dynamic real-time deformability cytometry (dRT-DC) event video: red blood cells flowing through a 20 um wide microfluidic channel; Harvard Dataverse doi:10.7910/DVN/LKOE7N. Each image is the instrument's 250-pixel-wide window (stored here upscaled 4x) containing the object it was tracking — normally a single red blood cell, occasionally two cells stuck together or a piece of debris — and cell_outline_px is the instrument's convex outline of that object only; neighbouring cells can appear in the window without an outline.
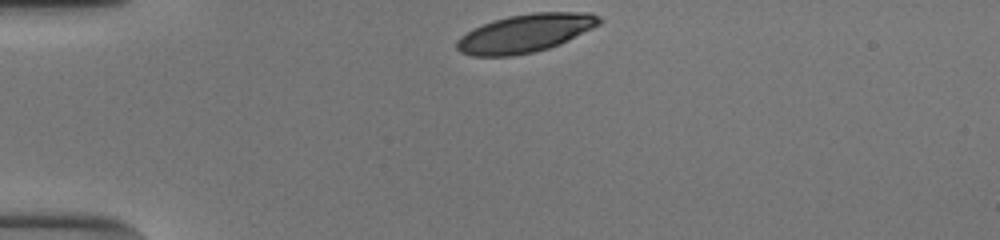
{"species": "human", "species_latin": "Homo sapiens", "temperature_condition": "cold", "stored_images_in_passage": 32, "camera_frame_rate_fps": 3000, "um_per_image_px": 0.085, "donor": {"sex": "male"}, "frame": {"image": 1, "passage_image": 1, "time_ms": 0.0, "image_size_px": [1000, 240], "cell_outline_px": [[604, 20], [600, 24], [560, 44], [548, 48], [532, 52], [512, 56], [472, 56], [460, 52], [456, 48], [456, 40], [460, 36], [472, 28], [508, 16], [532, 12], [588, 12], [600, 16]], "centroid_in_image_um": [44.64, 2.82], "position_along_channel_um": 40.4, "area_um2": 31.73}}
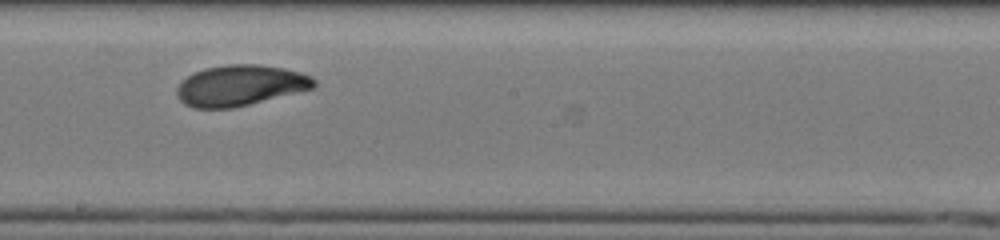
{"frame": {"image": 2, "passage_image": 19, "time_ms": 6.0, "image_size_px": [1000, 240], "cell_outline_px": [[316, 88], [232, 108], [192, 108], [184, 104], [176, 96], [176, 88], [192, 72], [204, 68], [228, 64], [260, 64], [284, 68], [300, 72], [312, 76], [316, 80]], "centroid_in_image_um": [20.43, 7.26], "position_along_channel_um": 227.8, "area_um2": 32.83}}
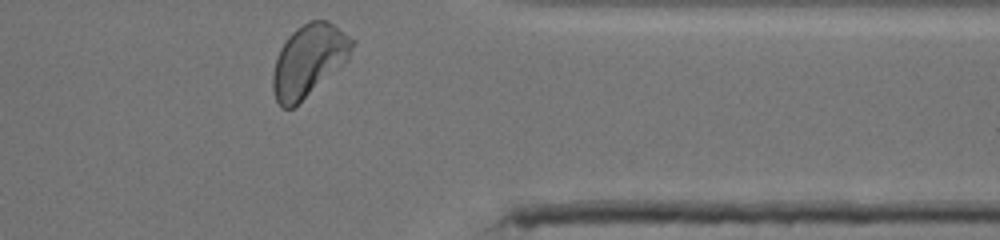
{"frame": {"image": 3, "passage_image": 32, "time_ms": 10.333, "image_size_px": [1000, 240], "cell_outline_px": [[356, 44], [348, 60], [344, 64], [292, 108], [280, 108], [276, 100], [272, 88], [272, 72], [276, 56], [280, 48], [288, 36], [296, 28], [308, 20], [328, 20], [356, 40]], "centroid_in_image_um": [26.25, 5.11], "position_along_channel_um": 385.1, "area_um2": 33.52}, "authors_computed_cell_mechanics": {"area_um2": 32.5992, "velocity_mm_per_s": 3.8197, "shape_relaxation_time_tau1_ms": 2.2665, "shape_relaxation_time_tau2_ms": 1.208, "deformation_change_tau1": 0.1252, "deformation_change_tau2": 0.0561}}